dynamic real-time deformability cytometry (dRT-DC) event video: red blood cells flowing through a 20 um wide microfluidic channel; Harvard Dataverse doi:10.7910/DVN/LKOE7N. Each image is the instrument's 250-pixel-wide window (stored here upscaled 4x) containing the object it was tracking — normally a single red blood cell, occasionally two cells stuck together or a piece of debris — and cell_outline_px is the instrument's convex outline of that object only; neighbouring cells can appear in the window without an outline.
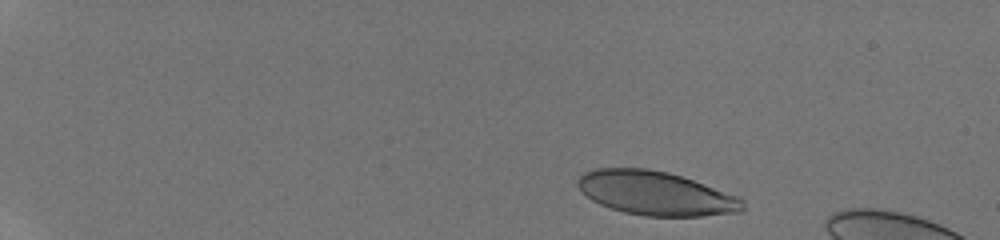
{"species": "human", "species_latin": "Homo sapiens", "temperature_condition": "room temperature", "stored_images_in_passage": 13, "camera_frame_rate_fps": 3000, "um_per_image_px": 0.085, "donor": {"sex": "male"}, "frame": {"image": 1, "passage_image": 3, "time_ms": 0.667, "image_size_px": [1000, 240], "cell_outline_px": [[744, 208], [740, 212], [704, 216], [644, 216], [624, 212], [600, 204], [592, 200], [576, 184], [576, 180], [584, 172], [596, 168], [644, 168], [668, 172], [740, 196], [744, 200]], "centroid_in_image_um": [55.76, 16.43], "position_along_channel_um": 29.2, "area_um2": 42.14}}